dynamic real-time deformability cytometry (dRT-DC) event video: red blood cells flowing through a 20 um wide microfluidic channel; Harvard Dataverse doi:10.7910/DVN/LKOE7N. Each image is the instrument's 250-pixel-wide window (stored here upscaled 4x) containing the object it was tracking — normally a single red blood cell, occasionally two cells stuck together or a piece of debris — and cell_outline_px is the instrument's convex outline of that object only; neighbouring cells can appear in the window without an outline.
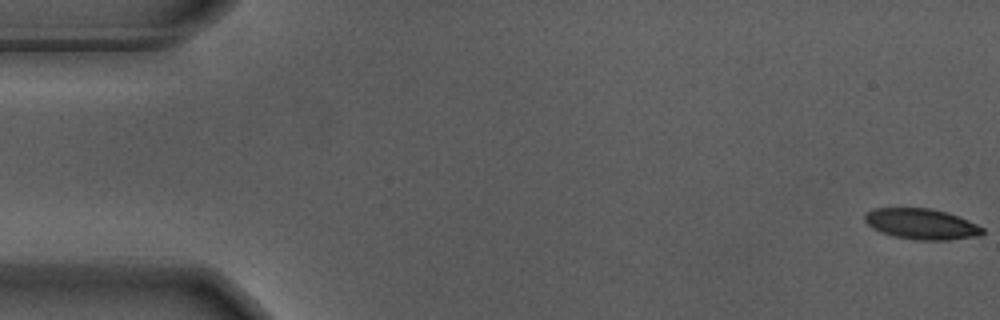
{"species": "Egyptian fruit bat (a non-hibernating species)", "species_latin": "Rousettus aegyptiacus", "temperature_condition": "warm", "stored_images_in_passage": 12, "camera_frame_rate_fps": 3000, "um_per_image_px": 0.085, "animal": {"sex": "male"}, "frame": {"image": 1, "passage_image": 1, "time_ms": 0.0, "image_size_px": [1000, 320], "cell_outline_px": [[984, 232], [980, 236], [948, 240], [916, 240], [892, 236], [880, 232], [872, 228], [864, 220], [864, 216], [872, 208], [932, 208], [968, 220], [984, 228]], "centroid_in_image_um": [78.31, 19.05], "position_along_channel_um": 6.7, "area_um2": 21.1}}